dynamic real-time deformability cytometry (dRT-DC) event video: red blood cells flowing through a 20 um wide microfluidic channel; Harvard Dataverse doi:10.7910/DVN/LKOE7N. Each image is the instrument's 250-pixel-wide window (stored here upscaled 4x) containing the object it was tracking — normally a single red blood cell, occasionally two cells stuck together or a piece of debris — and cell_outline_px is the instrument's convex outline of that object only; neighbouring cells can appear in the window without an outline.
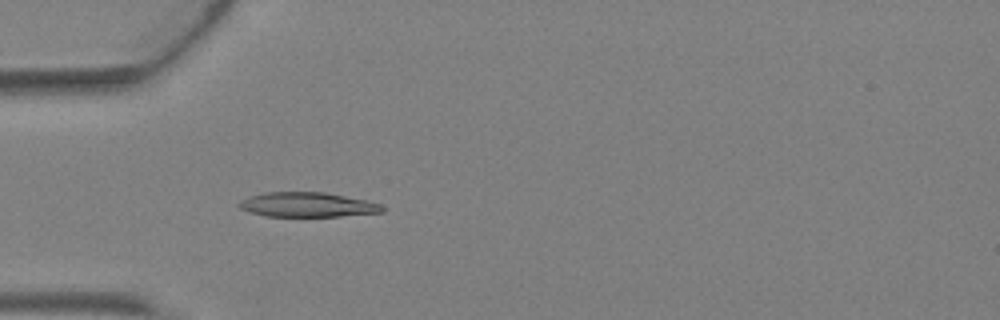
{"species": "Egyptian fruit bat (a non-hibernating species)", "species_latin": "Rousettus aegyptiacus", "temperature_condition": "warm", "stored_images_in_passage": 4, "camera_frame_rate_fps": 3000, "um_per_image_px": 0.085, "animal": {"sex": "female"}, "frame": {"image": 1, "passage_image": 4, "time_ms": 1.0, "image_size_px": [1000, 320], "cell_outline_px": [[384, 212], [340, 216], [268, 216], [252, 212], [240, 208], [236, 204], [240, 200], [248, 196], [264, 192], [324, 192], [368, 200], [380, 204], [384, 208]], "centroid_in_image_um": [26.13, 17.39], "position_along_channel_um": 58.9, "area_um2": 20.58}}